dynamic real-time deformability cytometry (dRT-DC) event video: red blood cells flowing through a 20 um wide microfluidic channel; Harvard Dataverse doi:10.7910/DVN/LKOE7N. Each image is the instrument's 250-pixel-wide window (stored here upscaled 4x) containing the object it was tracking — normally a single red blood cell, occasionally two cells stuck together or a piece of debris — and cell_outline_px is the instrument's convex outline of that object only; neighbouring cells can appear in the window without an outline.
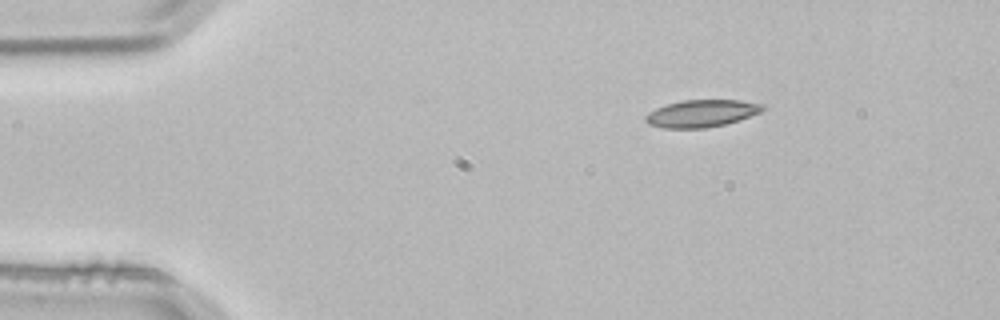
{"species": "common noctule bat (a hibernating species)", "species_latin": "Nyctalus noctula", "temperature_condition": "room temperature", "stored_images_in_passage": 4, "segment_of_instrument_passage": [2, 2], "camera_frame_rate_fps": 3000, "um_per_image_px": 0.085, "animal": {"sex": "male", "body_mass_g": 21.5, "forearm_length_mm": 52.0}, "frame": {"image": 1, "passage_image": 4, "time_ms": 1.0, "image_size_px": [1000, 320], "cell_outline_px": [[764, 108], [760, 112], [740, 120], [724, 124], [704, 128], [664, 128], [648, 124], [644, 120], [644, 116], [648, 112], [656, 108], [668, 104], [684, 100], [740, 100], [764, 104]], "centroid_in_image_um": [59.62, 9.64], "position_along_channel_um": 25.4, "area_um2": 18.55}}